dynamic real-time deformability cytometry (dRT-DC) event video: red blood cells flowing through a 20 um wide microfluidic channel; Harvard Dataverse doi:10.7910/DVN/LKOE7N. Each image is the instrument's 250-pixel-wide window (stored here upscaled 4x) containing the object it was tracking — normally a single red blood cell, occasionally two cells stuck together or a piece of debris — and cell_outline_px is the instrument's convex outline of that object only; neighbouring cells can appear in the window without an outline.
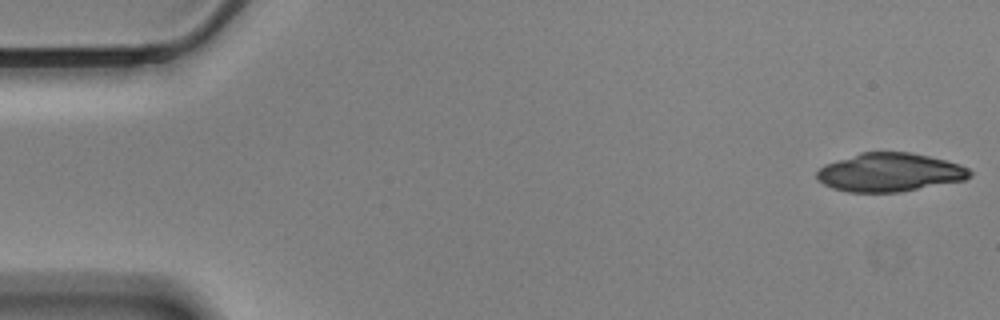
{"species": "Egyptian fruit bat (a non-hibernating species)", "species_latin": "Rousettus aegyptiacus", "temperature_condition": "cold", "stored_images_in_passage": 56, "segment_of_instrument_passage": [1, 2], "camera_frame_rate_fps": 3000, "um_per_image_px": 0.085, "animal": {"sex": "male"}, "frame": {"image": 1, "passage_image": 1, "time_ms": 0.0, "image_size_px": [1000, 320], "cell_outline_px": [[972, 176], [964, 180], [900, 192], [848, 192], [832, 188], [824, 184], [816, 176], [816, 172], [824, 164], [860, 152], [912, 152], [960, 164], [968, 168], [972, 172]], "centroid_in_image_um": [75.62, 14.65], "position_along_channel_um": 9.4, "area_um2": 34.33}}